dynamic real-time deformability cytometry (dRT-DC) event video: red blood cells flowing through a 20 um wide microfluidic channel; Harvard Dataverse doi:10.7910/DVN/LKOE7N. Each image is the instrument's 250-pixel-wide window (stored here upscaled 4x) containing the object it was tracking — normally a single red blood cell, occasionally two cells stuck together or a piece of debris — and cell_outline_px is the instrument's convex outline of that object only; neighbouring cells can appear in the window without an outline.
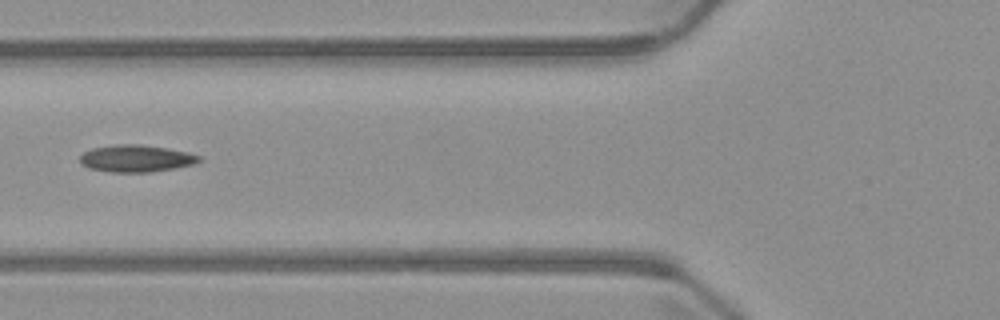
{"species": "common noctule bat (a hibernating species)", "species_latin": "Nyctalus noctula", "temperature_condition": "warm", "stored_images_in_passage": 3, "camera_frame_rate_fps": 3000, "um_per_image_px": 0.085, "animal": {"sex": "male", "body_mass_g": 23.1, "forearm_length_mm": 52.7}, "frame": {"image": 1, "passage_image": 2, "time_ms": 1.333, "image_size_px": [1000, 320], "cell_outline_px": [[200, 160], [192, 164], [176, 168], [152, 172], [112, 172], [88, 168], [80, 160], [80, 156], [84, 152], [92, 148], [116, 144], [140, 144], [168, 148], [188, 152], [200, 156]], "centroid_in_image_um": [11.57, 13.46], "position_along_channel_um": 114.2, "area_um2": 18.73}}
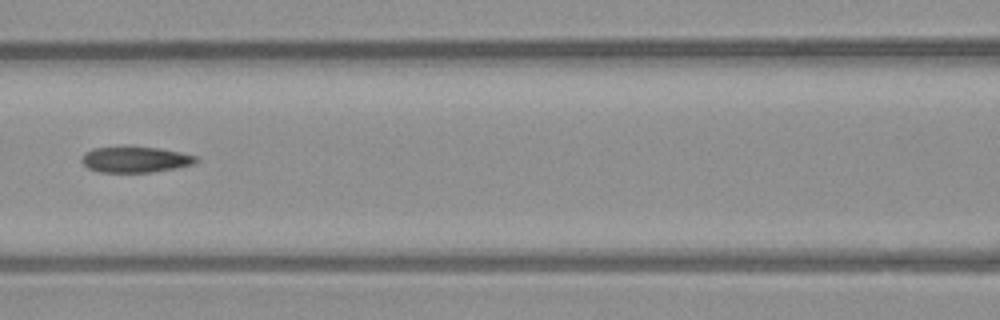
{"frame": {"image": 2, "passage_image": 3, "time_ms": 2.333, "image_size_px": [1000, 320], "cell_outline_px": [[200, 160], [192, 164], [176, 168], [152, 172], [100, 172], [88, 168], [80, 160], [84, 152], [92, 148], [160, 148], [180, 152], [196, 156]], "centroid_in_image_um": [11.5, 13.57], "position_along_channel_um": 155.1, "area_um2": 16.94}}